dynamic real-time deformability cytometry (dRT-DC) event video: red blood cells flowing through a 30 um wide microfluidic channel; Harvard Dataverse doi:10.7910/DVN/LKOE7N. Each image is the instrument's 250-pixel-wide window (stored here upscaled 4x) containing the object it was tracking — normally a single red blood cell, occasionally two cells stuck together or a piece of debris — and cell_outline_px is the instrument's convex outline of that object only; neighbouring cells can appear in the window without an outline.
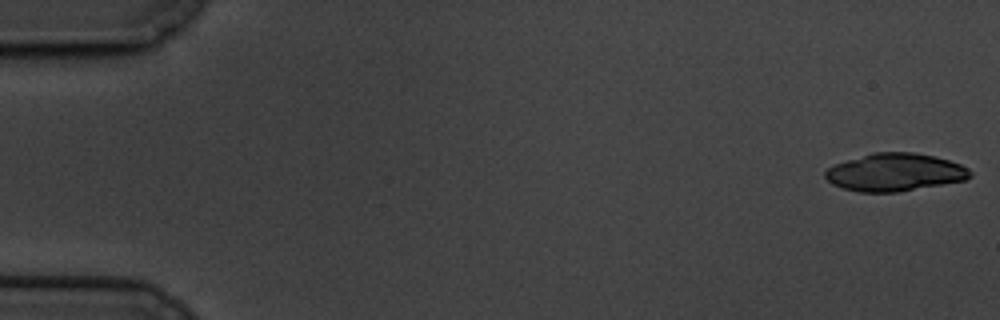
{"species": "common noctule bat (a hibernating species)", "species_latin": "Nyctalus noctula", "temperature_condition": "cold", "stored_images_in_passage": 13, "camera_frame_rate_fps": 3000, "um_per_image_px": 0.085, "animal": {"sex": "male", "body_mass_g": 19.5, "forearm_length_mm": 54.6}, "frame": {"image": 1, "passage_image": 1, "time_ms": 0.0, "image_size_px": [1000, 320], "cell_outline_px": [[972, 176], [964, 180], [896, 192], [860, 192], [844, 188], [832, 184], [824, 176], [824, 172], [828, 168], [836, 164], [872, 152], [912, 152], [932, 156], [948, 160], [960, 164], [968, 168], [972, 172]], "centroid_in_image_um": [76.06, 14.64], "position_along_channel_um": 8.9, "area_um2": 31.5}}